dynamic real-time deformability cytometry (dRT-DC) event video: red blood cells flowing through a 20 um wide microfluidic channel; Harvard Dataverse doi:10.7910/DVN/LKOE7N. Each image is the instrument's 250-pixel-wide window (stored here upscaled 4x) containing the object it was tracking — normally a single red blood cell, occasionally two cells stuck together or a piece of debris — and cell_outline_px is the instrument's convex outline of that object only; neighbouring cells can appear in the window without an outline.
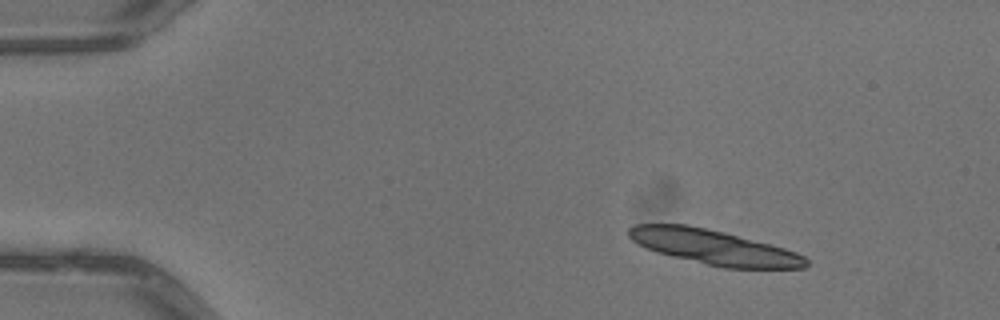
{"species": "common noctule bat (a hibernating species)", "species_latin": "Nyctalus noctula", "temperature_condition": "warm", "stored_images_in_passage": 2, "camera_frame_rate_fps": 3000, "um_per_image_px": 0.085, "animal": {"sex": "male", "body_mass_g": 13.3}, "frame": {"image": 1, "passage_image": 1, "time_ms": 0.0, "image_size_px": [1000, 320], "cell_outline_px": [[808, 264], [804, 268], [724, 268], [672, 256], [656, 252], [644, 248], [636, 244], [628, 236], [628, 228], [636, 224], [688, 224], [724, 232], [784, 248], [796, 252], [804, 256], [808, 260]], "centroid_in_image_um": [60.63, 21.0], "position_along_channel_um": 24.4, "area_um2": 35.78}}